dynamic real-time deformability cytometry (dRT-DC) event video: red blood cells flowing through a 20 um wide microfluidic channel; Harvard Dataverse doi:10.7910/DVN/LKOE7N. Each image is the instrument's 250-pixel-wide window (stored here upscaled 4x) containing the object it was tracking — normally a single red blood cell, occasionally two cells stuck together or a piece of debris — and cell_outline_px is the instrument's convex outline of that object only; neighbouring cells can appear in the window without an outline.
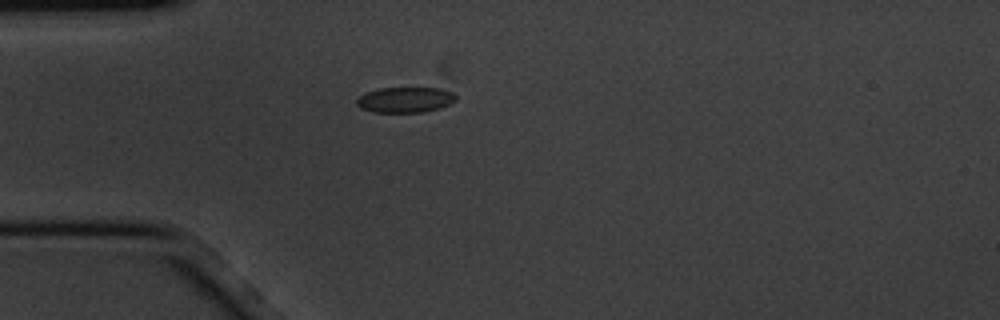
{"species": "common noctule bat (a hibernating species)", "species_latin": "Nyctalus noctula", "temperature_condition": "cold", "stored_images_in_passage": 5, "camera_frame_rate_fps": 3000, "um_per_image_px": 0.085, "animal": {"sex": "male", "body_mass_g": 20.1, "forearm_length_mm": 53.5}, "frame": {"image": 1, "passage_image": 5, "time_ms": 1.333, "image_size_px": [1000, 320], "cell_outline_px": [[456, 100], [440, 108], [424, 112], [372, 112], [360, 108], [356, 104], [356, 100], [360, 96], [368, 92], [380, 88], [440, 88], [452, 92], [456, 96]], "centroid_in_image_um": [34.44, 8.48], "position_along_channel_um": 50.6, "area_um2": 14.68}}